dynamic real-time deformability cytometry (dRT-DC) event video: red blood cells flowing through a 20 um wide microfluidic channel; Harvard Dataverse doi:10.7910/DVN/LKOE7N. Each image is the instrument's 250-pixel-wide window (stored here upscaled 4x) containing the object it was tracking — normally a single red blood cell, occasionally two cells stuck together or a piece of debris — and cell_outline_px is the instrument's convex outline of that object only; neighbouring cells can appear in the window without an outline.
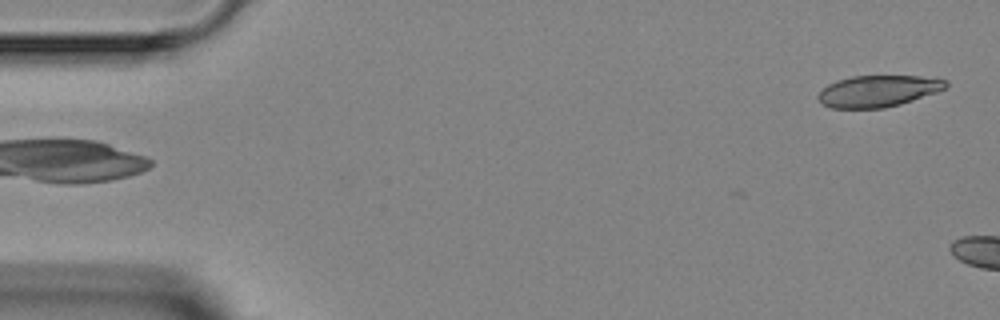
{"species": "Egyptian fruit bat (a non-hibernating species)", "species_latin": "Rousettus aegyptiacus", "temperature_condition": "room temperature", "stored_images_in_passage": 3, "camera_frame_rate_fps": 3000, "um_per_image_px": 0.085, "animal": {"sex": "female"}, "frame": {"image": 1, "passage_image": 3, "time_ms": 3.333, "image_size_px": [1000, 320], "cell_outline_px": [[948, 84], [944, 88], [936, 92], [900, 104], [884, 108], [832, 108], [820, 104], [816, 96], [828, 84], [836, 80], [852, 76], [920, 76], [948, 80]], "centroid_in_image_um": [74.59, 7.74], "position_along_channel_um": 10.4, "area_um2": 23.41}}